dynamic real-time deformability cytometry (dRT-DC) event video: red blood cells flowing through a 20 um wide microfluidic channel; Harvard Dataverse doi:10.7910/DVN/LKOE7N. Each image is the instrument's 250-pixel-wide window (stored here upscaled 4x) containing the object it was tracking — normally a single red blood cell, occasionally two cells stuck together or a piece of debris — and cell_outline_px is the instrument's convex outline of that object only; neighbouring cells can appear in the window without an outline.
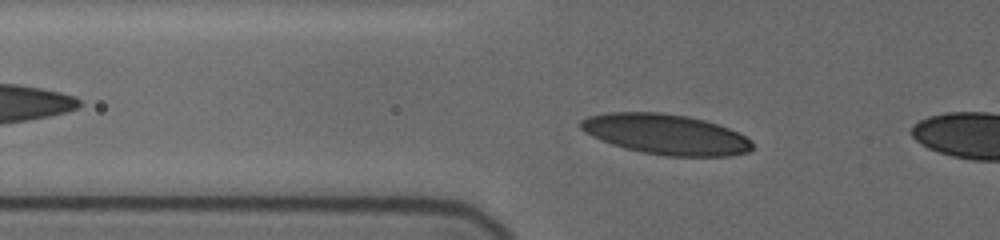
{"species": "human", "species_latin": "Homo sapiens", "temperature_condition": "cold", "stored_images_in_passage": 12, "camera_frame_rate_fps": 3000, "um_per_image_px": 0.085, "donor": {"sex": "female"}, "frame": {"image": 1, "passage_image": 10, "time_ms": 4.333, "image_size_px": [1000, 240], "cell_outline_px": [[752, 148], [748, 152], [732, 156], [664, 156], [624, 148], [600, 140], [584, 132], [580, 128], [580, 120], [588, 116], [608, 112], [660, 112], [688, 116], [704, 120], [728, 128], [752, 140]], "centroid_in_image_um": [56.57, 11.41], "position_along_channel_um": 69.2, "area_um2": 40.34}}